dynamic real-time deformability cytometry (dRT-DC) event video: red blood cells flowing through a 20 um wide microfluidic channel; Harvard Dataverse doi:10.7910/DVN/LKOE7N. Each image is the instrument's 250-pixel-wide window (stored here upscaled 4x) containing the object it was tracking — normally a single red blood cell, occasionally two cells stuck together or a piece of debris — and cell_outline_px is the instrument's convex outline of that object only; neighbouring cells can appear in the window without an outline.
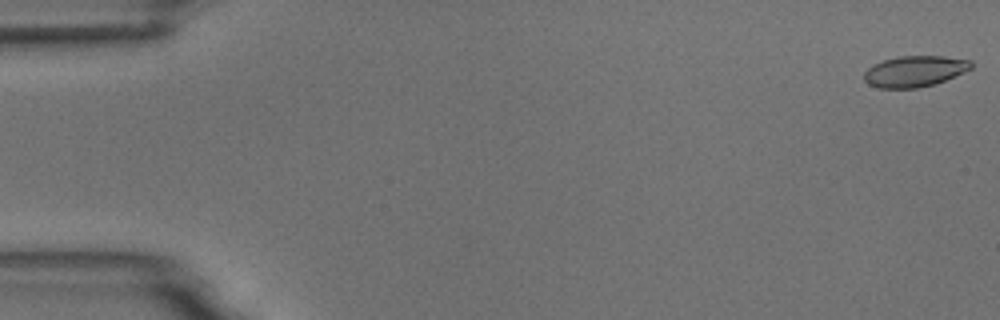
{"species": "common noctule bat (a hibernating species)", "species_latin": "Nyctalus noctula", "temperature_condition": "room temperature", "stored_images_in_passage": 6, "camera_frame_rate_fps": 3000, "um_per_image_px": 0.085, "animal": {"sex": "male", "body_mass_g": 18.8}, "frame": {"image": 1, "passage_image": 1, "time_ms": 0.0, "image_size_px": [1000, 320], "cell_outline_px": [[972, 68], [936, 84], [916, 88], [880, 88], [868, 84], [864, 80], [864, 72], [868, 68], [884, 60], [900, 56], [944, 56], [972, 60]], "centroid_in_image_um": [77.76, 6.06], "position_along_channel_um": 7.2, "area_um2": 19.25}}
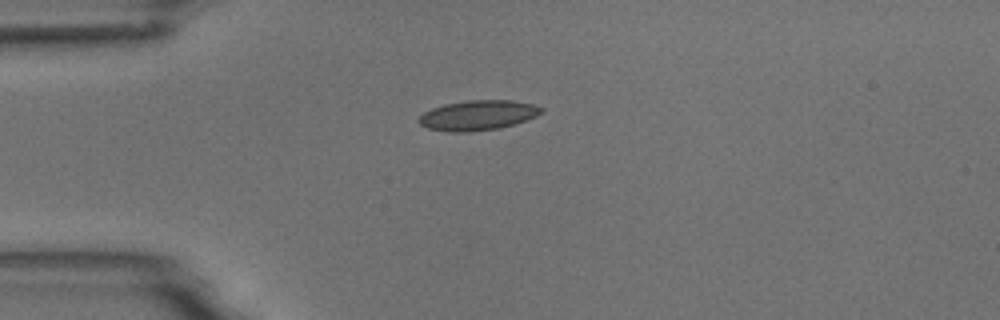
{"frame": {"image": 2, "passage_image": 5, "time_ms": 4.333, "image_size_px": [1000, 320], "cell_outline_px": [[544, 112], [536, 116], [500, 128], [468, 132], [452, 132], [428, 128], [420, 124], [416, 120], [424, 112], [432, 108], [444, 104], [468, 100], [512, 100], [532, 104], [544, 108]], "centroid_in_image_um": [40.61, 9.79], "position_along_channel_um": 44.4, "area_um2": 21.33}}
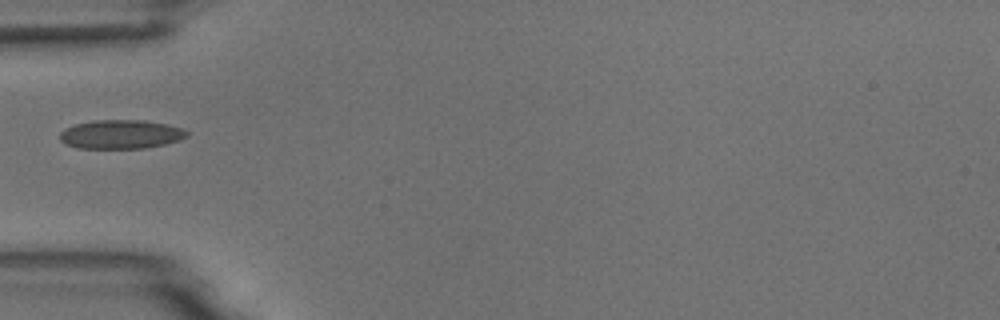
{"frame": {"image": 3, "passage_image": 6, "time_ms": 5.667, "image_size_px": [1000, 320], "cell_outline_px": [[188, 136], [180, 140], [164, 144], [144, 148], [76, 148], [64, 144], [60, 140], [60, 132], [64, 128], [76, 124], [96, 120], [144, 120], [168, 124], [184, 128], [188, 132]], "centroid_in_image_um": [10.28, 11.41], "position_along_channel_um": 74.7, "area_um2": 21.56}}